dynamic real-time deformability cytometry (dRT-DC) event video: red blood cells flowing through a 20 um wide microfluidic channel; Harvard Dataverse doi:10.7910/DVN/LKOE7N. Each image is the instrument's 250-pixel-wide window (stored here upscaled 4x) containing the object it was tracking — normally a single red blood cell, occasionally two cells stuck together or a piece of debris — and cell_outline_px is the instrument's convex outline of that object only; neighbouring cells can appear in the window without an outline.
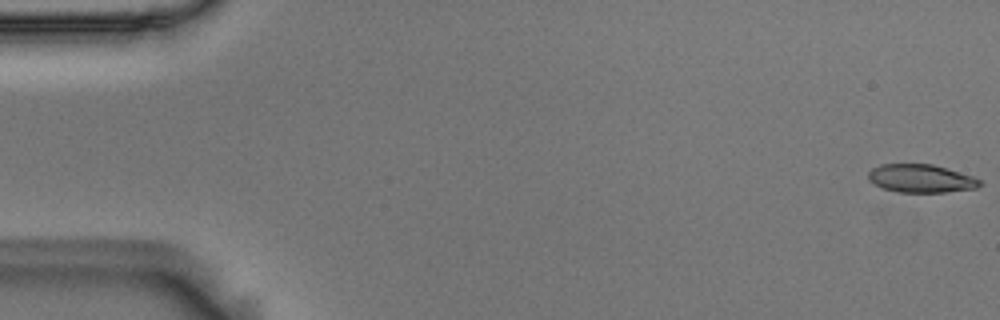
{"species": "Egyptian fruit bat (a non-hibernating species)", "species_latin": "Rousettus aegyptiacus", "temperature_condition": "room temperature", "stored_images_in_passage": 55, "camera_frame_rate_fps": 3000, "um_per_image_px": 0.085, "animal": {"sex": "male"}, "frame": {"image": 1, "passage_image": 1, "time_ms": 0.0, "image_size_px": [1000, 320], "cell_outline_px": [[984, 184], [976, 188], [944, 192], [896, 192], [880, 188], [868, 180], [868, 172], [872, 168], [880, 164], [932, 164], [972, 176], [980, 180]], "centroid_in_image_um": [78.24, 15.17], "position_along_channel_um": 6.8, "area_um2": 18.38}}
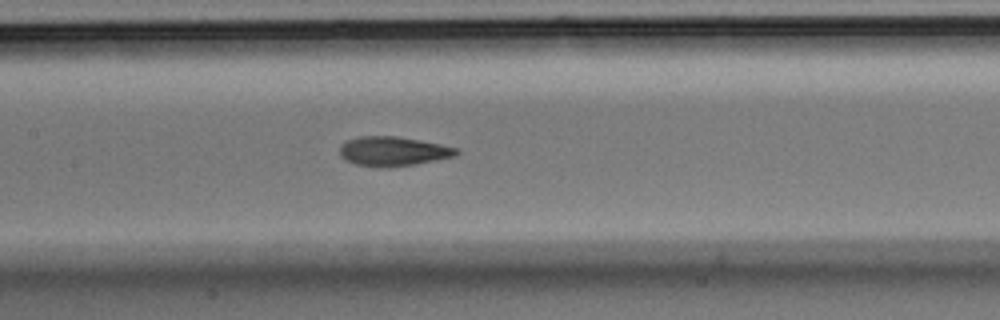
{"frame": {"image": 2, "passage_image": 26, "time_ms": 8.333, "image_size_px": [1000, 320], "cell_outline_px": [[460, 152], [456, 156], [416, 164], [388, 168], [380, 168], [356, 164], [344, 160], [340, 156], [340, 144], [348, 140], [360, 136], [396, 136], [440, 144], [456, 148]], "centroid_in_image_um": [33.39, 12.87], "position_along_channel_um": 174.0, "area_um2": 20.11}}
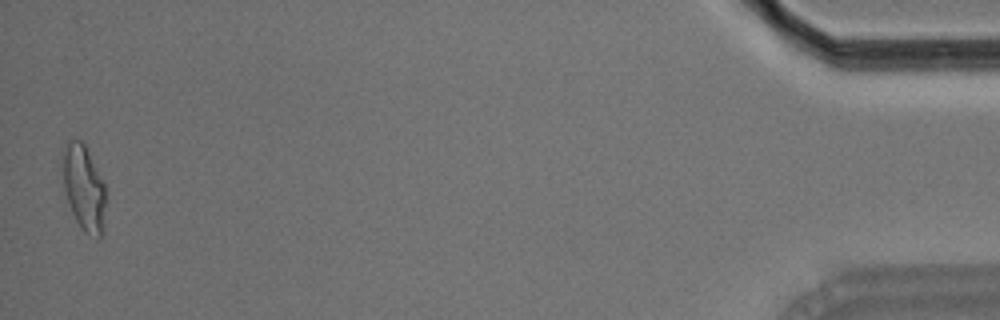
{"frame": {"image": 3, "passage_image": 54, "time_ms": 17.667, "image_size_px": [1000, 320], "cell_outline_px": [[104, 228], [100, 240], [96, 240], [84, 232], [80, 228], [72, 212], [64, 188], [60, 152], [68, 140], [80, 140], [84, 144], [104, 184]], "centroid_in_image_um": [7.09, 16.0], "position_along_channel_um": 428.1, "area_um2": 21.62}, "authors_computed_cell_mechanics": {"area_um2": 19.7676, "velocity_mm_per_s": 3.704, "shape_relaxation_time_tau1_ms": 4.1942, "shape_relaxation_time_tau2_ms": 2.5135, "deformation_change_tau1": 0.181, "deformation_change_tau2": 0.0711}}